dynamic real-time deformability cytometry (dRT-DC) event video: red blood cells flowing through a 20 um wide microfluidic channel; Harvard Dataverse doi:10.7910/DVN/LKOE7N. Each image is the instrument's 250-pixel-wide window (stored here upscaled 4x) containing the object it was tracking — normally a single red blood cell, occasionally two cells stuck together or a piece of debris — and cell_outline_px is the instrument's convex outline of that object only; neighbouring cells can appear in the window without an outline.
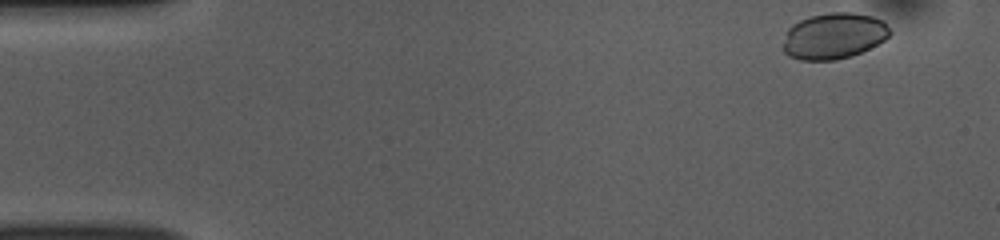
{"species": "common noctule bat (a hibernating species)", "species_latin": "Nyctalus noctula", "temperature_condition": "room temperature", "stored_images_in_passage": 49, "camera_frame_rate_fps": 3000, "um_per_image_px": 0.085, "animal": {"sex": "female", "body_mass_g": 10.0, "forearm_length_mm": 53.1}, "frame": {"image": 1, "passage_image": 1, "time_ms": 0.0, "image_size_px": [1000, 240], "cell_outline_px": [[892, 32], [884, 40], [852, 56], [836, 60], [800, 60], [788, 56], [784, 52], [784, 44], [788, 28], [792, 24], [800, 20], [812, 16], [832, 12], [852, 12], [872, 16], [884, 20]], "centroid_in_image_um": [70.89, 3.05], "position_along_channel_um": 14.1, "area_um2": 28.61}}
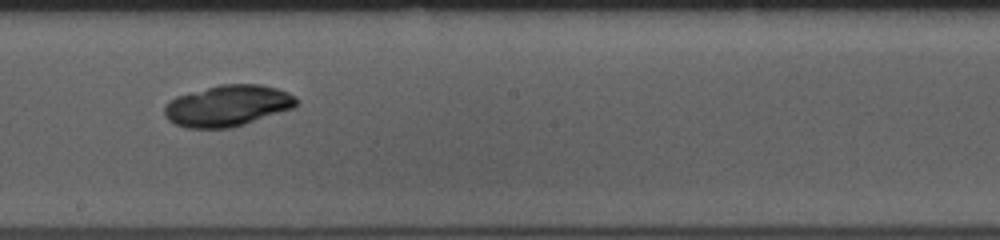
{"frame": {"image": 2, "passage_image": 26, "time_ms": 8.333, "image_size_px": [1000, 240], "cell_outline_px": [[296, 108], [232, 128], [188, 128], [176, 124], [168, 120], [164, 116], [164, 104], [168, 100], [176, 96], [220, 84], [260, 84], [276, 88], [288, 92], [296, 96]], "centroid_in_image_um": [19.35, 8.99], "position_along_channel_um": 228.9, "area_um2": 31.96}}
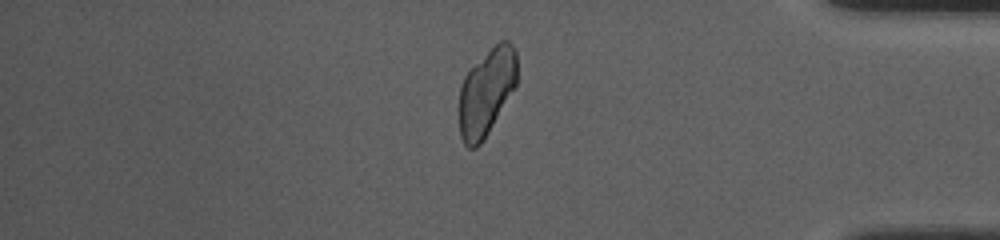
{"frame": {"image": 3, "passage_image": 41, "time_ms": 13.333, "image_size_px": [1000, 240], "cell_outline_px": [[516, 84], [484, 140], [476, 148], [468, 148], [464, 144], [460, 136], [460, 84], [464, 76], [500, 40], [508, 40], [516, 48]], "centroid_in_image_um": [41.35, 7.85], "position_along_channel_um": 393.9, "area_um2": 28.78}}